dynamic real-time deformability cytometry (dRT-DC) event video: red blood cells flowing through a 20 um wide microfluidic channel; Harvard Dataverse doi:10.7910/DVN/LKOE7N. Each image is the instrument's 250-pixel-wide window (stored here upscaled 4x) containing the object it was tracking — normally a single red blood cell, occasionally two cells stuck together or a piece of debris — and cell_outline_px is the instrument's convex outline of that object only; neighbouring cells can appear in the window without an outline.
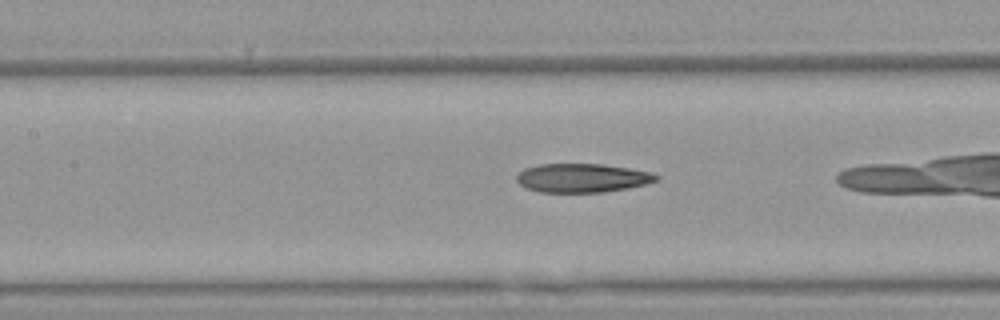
{"species": "Egyptian fruit bat (a non-hibernating species)", "species_latin": "Rousettus aegyptiacus", "temperature_condition": "warm", "stored_images_in_passage": 37, "camera_frame_rate_fps": 3000, "um_per_image_px": 0.085, "animal": {"sex": "female"}, "frame": {"image": 1, "passage_image": 20, "time_ms": 6.333, "image_size_px": [1000, 320], "cell_outline_px": [[660, 180], [628, 188], [604, 192], [540, 192], [528, 188], [520, 184], [516, 180], [516, 176], [524, 168], [540, 164], [604, 164], [652, 172], [660, 176]], "centroid_in_image_um": [49.52, 15.12], "position_along_channel_um": 157.9, "area_um2": 23.47}}
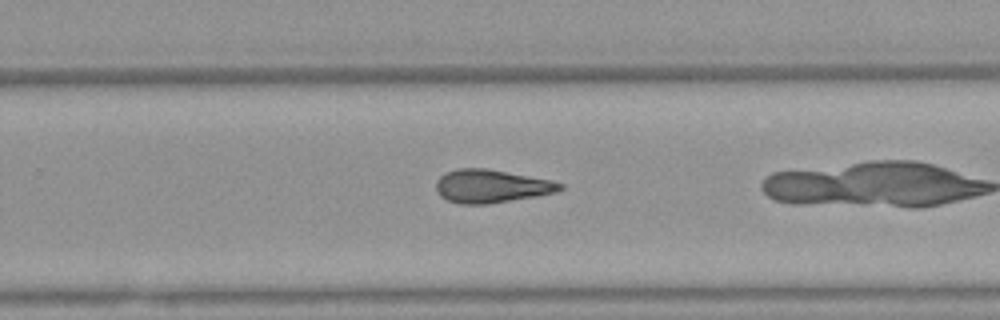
{"frame": {"image": 2, "passage_image": 30, "time_ms": 9.667, "image_size_px": [1000, 320], "cell_outline_px": [[564, 188], [556, 192], [536, 196], [488, 204], [460, 204], [448, 200], [440, 196], [436, 192], [436, 180], [444, 172], [456, 168], [484, 168], [552, 180], [564, 184]], "centroid_in_image_um": [41.73, 15.82], "position_along_channel_um": 288.1, "area_um2": 24.04}}
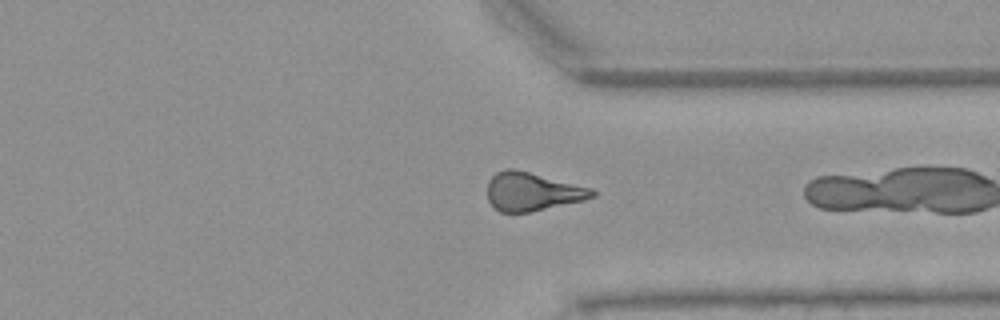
{"frame": {"image": 3, "passage_image": 36, "time_ms": 11.667, "image_size_px": [1000, 320], "cell_outline_px": [[596, 196], [584, 200], [528, 212], [500, 212], [488, 200], [488, 180], [496, 172], [504, 168], [512, 168], [592, 188], [596, 192]], "centroid_in_image_um": [45.23, 16.28], "position_along_channel_um": 366.2, "area_um2": 23.18}}